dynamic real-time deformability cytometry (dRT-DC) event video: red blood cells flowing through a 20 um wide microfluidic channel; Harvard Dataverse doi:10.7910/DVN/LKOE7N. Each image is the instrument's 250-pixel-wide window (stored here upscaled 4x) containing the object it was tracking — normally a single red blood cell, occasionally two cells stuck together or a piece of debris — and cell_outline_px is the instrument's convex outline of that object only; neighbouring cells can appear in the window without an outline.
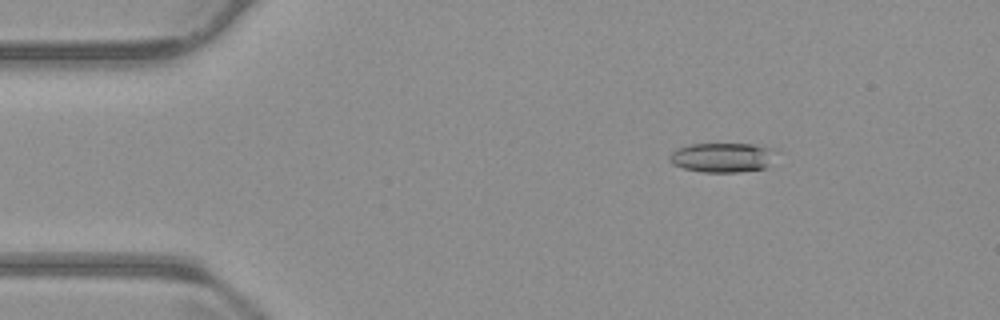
{"species": "common noctule bat (a hibernating species)", "species_latin": "Nyctalus noctula", "temperature_condition": "warm", "stored_images_in_passage": 49, "camera_frame_rate_fps": 3000, "um_per_image_px": 0.085, "animal": {"sex": "male", "body_mass_g": 23.1, "forearm_length_mm": 52.7}, "frame": {"image": 1, "passage_image": 2, "time_ms": 0.333, "image_size_px": [1000, 320], "cell_outline_px": [[780, 152], [768, 168], [740, 172], [704, 172], [684, 168], [672, 164], [668, 160], [668, 156], [676, 148], [688, 144], [752, 144], [776, 148]], "centroid_in_image_um": [61.49, 13.38], "position_along_channel_um": 23.5, "area_um2": 18.96}}
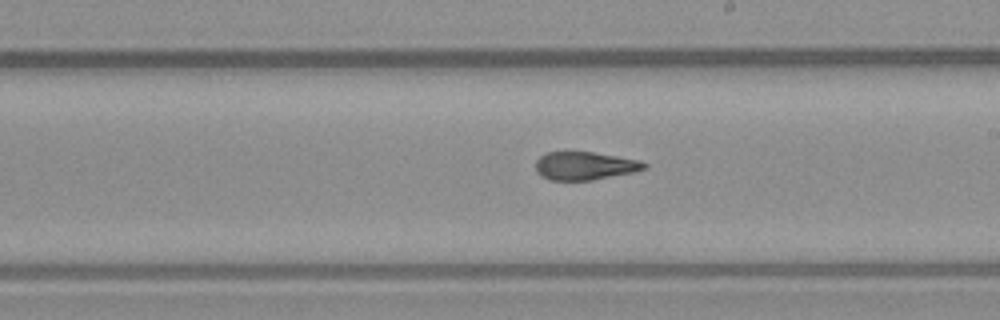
{"frame": {"image": 2, "passage_image": 25, "time_ms": 8.0, "image_size_px": [1000, 320], "cell_outline_px": [[648, 168], [636, 172], [592, 180], [548, 180], [540, 176], [536, 172], [536, 160], [540, 156], [548, 152], [592, 152], [640, 160], [648, 164]], "centroid_in_image_um": [49.73, 14.1], "position_along_channel_um": 239.3, "area_um2": 17.98}}
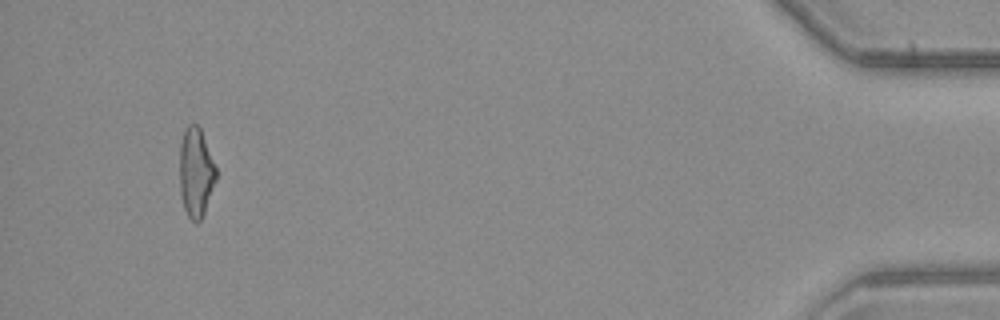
{"frame": {"image": 3, "passage_image": 46, "time_ms": 15.0, "image_size_px": [1000, 320], "cell_outline_px": [[216, 180], [204, 212], [200, 220], [196, 224], [188, 216], [184, 208], [180, 196], [180, 144], [184, 132], [188, 124], [196, 124], [200, 128], [216, 168]], "centroid_in_image_um": [16.64, 14.68], "position_along_channel_um": 418.6, "area_um2": 18.73}, "authors_computed_cell_mechanics": {"area_um2": 18.785, "velocity_mm_per_s": 3.7407, "shape_relaxation_time_tau1_ms": 5.9321, "shape_relaxation_time_tau2_ms": 2.4865, "deformation_change_tau1": 0.1802, "deformation_change_tau2": 0.1186}}